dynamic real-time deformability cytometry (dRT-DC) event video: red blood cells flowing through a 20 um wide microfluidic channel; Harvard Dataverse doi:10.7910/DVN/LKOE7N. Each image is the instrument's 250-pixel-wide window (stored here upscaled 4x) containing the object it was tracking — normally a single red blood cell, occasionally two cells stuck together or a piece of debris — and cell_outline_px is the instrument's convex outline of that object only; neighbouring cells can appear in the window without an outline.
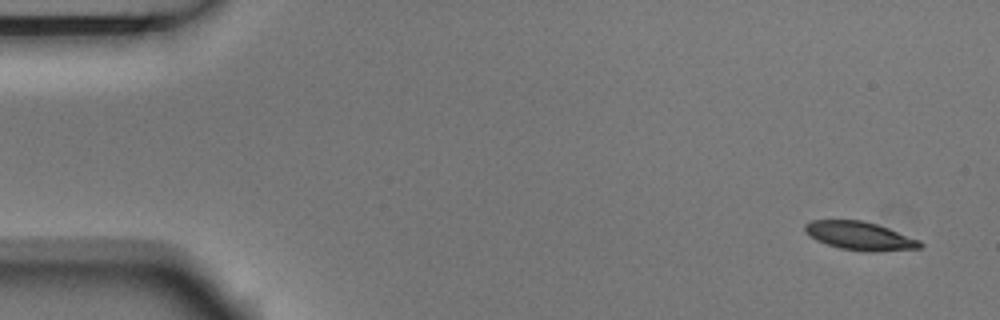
{"species": "Egyptian fruit bat (a non-hibernating species)", "species_latin": "Rousettus aegyptiacus", "temperature_condition": "room temperature", "stored_images_in_passage": 8, "camera_frame_rate_fps": 3000, "um_per_image_px": 0.085, "animal": {"sex": "male"}, "frame": {"image": 1, "passage_image": 1, "time_ms": 0.0, "image_size_px": [1000, 320], "cell_outline_px": [[924, 244], [920, 248], [876, 252], [868, 252], [840, 248], [816, 240], [804, 232], [804, 224], [812, 220], [860, 220], [876, 224], [888, 228], [920, 240]], "centroid_in_image_um": [73.08, 20.05], "position_along_channel_um": 11.9, "area_um2": 19.02}}
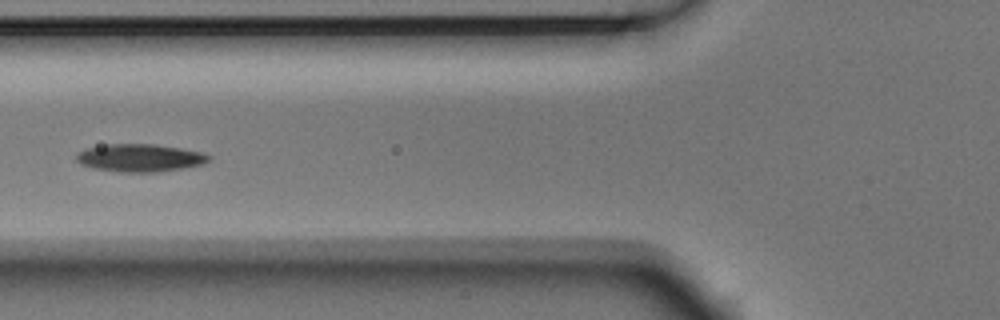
{"frame": {"image": 2, "passage_image": 5, "time_ms": 1.333, "image_size_px": [1000, 320], "cell_outline_px": [[212, 160], [204, 164], [156, 172], [120, 172], [96, 168], [80, 164], [76, 160], [76, 152], [88, 148], [108, 144], [156, 144], [204, 152], [212, 156]], "centroid_in_image_um": [11.93, 13.41], "position_along_channel_um": 113.9, "area_um2": 21.44}}
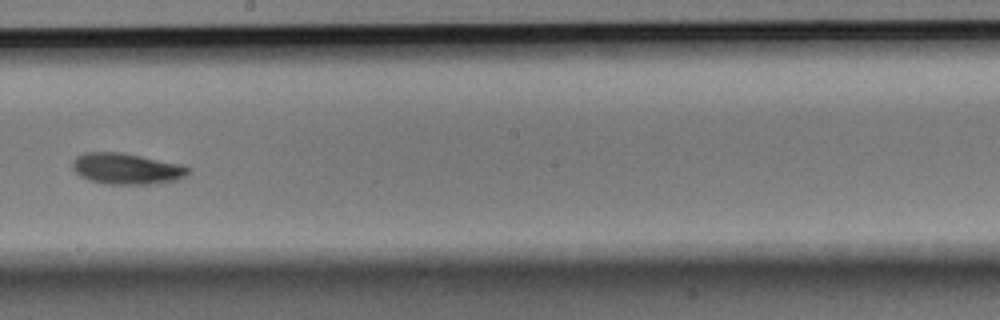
{"frame": {"image": 3, "passage_image": 8, "time_ms": 2.333, "image_size_px": [1000, 320], "cell_outline_px": [[192, 168], [184, 176], [176, 180], [148, 184], [104, 184], [88, 180], [80, 176], [72, 168], [72, 160], [76, 156], [84, 152], [120, 152], [180, 164]], "centroid_in_image_um": [10.7, 14.34], "position_along_channel_um": 237.5, "area_um2": 20.92}}